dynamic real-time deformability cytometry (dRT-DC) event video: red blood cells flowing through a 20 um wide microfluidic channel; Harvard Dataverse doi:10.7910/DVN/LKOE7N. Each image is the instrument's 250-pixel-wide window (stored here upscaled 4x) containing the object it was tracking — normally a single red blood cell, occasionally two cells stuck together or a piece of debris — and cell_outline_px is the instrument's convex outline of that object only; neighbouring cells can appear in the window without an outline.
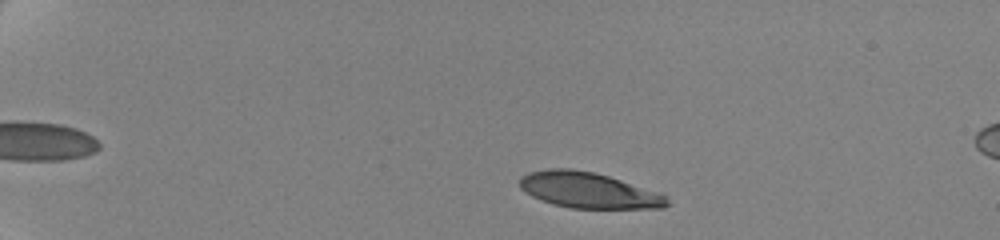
{"species": "human", "species_latin": "Homo sapiens", "temperature_condition": "cold", "stored_images_in_passage": 53, "camera_frame_rate_fps": 3000, "um_per_image_px": 0.085, "donor": {"sex": "female"}, "frame": {"image": 1, "passage_image": 6, "time_ms": 1.667, "image_size_px": [1000, 240], "cell_outline_px": [[668, 204], [664, 208], [568, 208], [552, 204], [532, 196], [524, 192], [520, 188], [520, 176], [528, 172], [548, 168], [572, 168], [592, 172], [608, 176], [660, 192], [668, 200]], "centroid_in_image_um": [49.98, 16.16], "position_along_channel_um": 35.0, "area_um2": 30.75}}
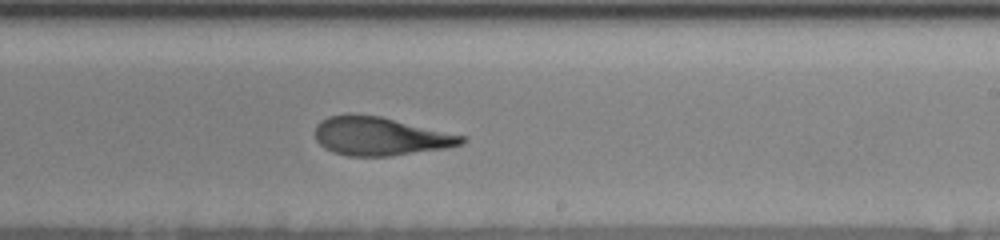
{"frame": {"image": 2, "passage_image": 33, "time_ms": 10.667, "image_size_px": [1000, 240], "cell_outline_px": [[468, 140], [464, 144], [448, 148], [392, 156], [348, 156], [332, 152], [324, 148], [316, 140], [316, 124], [320, 120], [328, 116], [348, 112], [380, 116], [468, 136]], "centroid_in_image_um": [32.34, 11.57], "position_along_channel_um": 256.7, "area_um2": 33.58}}
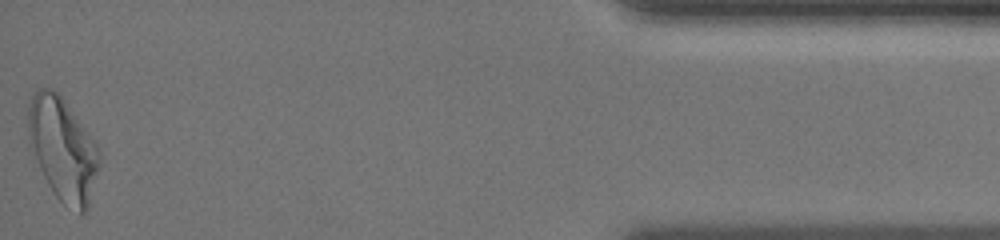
{"frame": {"image": 3, "passage_image": 53, "time_ms": 17.333, "image_size_px": [1000, 240], "cell_outline_px": [[100, 164], [88, 208], [80, 216], [64, 204], [56, 196], [48, 184], [36, 160], [28, 140], [28, 108], [32, 96], [36, 88], [52, 88], [60, 96], [100, 148]], "centroid_in_image_um": [5.34, 12.71], "position_along_channel_um": 429.9, "area_um2": 42.43}, "authors_computed_cell_mechanics": {"area_um2": 33.3506, "velocity_mm_per_s": 3.5007, "shape_relaxation_time_tau1_ms": 4.8236, "shape_relaxation_time_tau2_ms": 1.8965, "deformation_change_tau1": 0.183, "deformation_change_tau2": 0.0801}}